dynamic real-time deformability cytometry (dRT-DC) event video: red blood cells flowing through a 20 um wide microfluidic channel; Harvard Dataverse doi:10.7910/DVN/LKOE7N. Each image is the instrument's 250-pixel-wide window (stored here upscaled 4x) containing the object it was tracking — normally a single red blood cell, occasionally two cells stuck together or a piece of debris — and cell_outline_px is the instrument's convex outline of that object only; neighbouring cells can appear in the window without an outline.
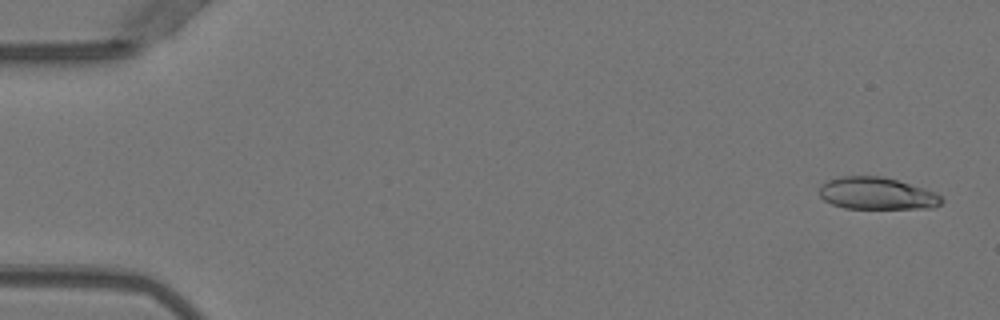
{"species": "Egyptian fruit bat (a non-hibernating species)", "species_latin": "Rousettus aegyptiacus", "temperature_condition": "warm", "stored_images_in_passage": 47, "camera_frame_rate_fps": 3000, "um_per_image_px": 0.085, "animal": {"sex": "female"}, "frame": {"image": 1, "passage_image": 2, "time_ms": 0.333, "image_size_px": [1000, 320], "cell_outline_px": [[944, 200], [940, 204], [932, 208], [844, 208], [832, 204], [824, 200], [820, 196], [820, 184], [828, 180], [840, 176], [884, 176], [924, 188], [936, 192]], "centroid_in_image_um": [74.53, 16.44], "position_along_channel_um": 10.5, "area_um2": 22.95}}
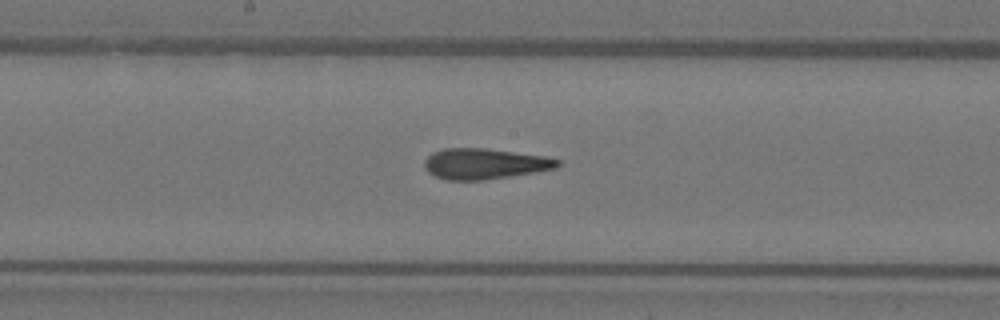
{"frame": {"image": 2, "passage_image": 27, "time_ms": 8.667, "image_size_px": [1000, 320], "cell_outline_px": [[560, 168], [536, 172], [484, 180], [444, 180], [428, 172], [424, 168], [424, 160], [432, 152], [444, 148], [484, 148], [548, 156], [560, 160]], "centroid_in_image_um": [41.22, 13.92], "position_along_channel_um": 207.0, "area_um2": 24.1}}
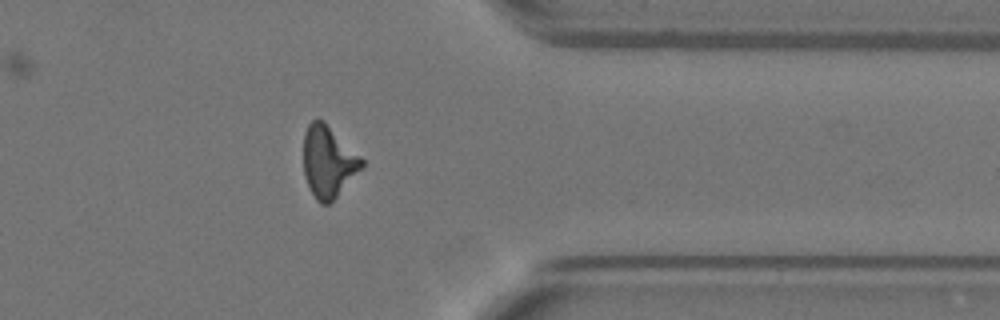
{"frame": {"image": 3, "passage_image": 41, "time_ms": 13.333, "image_size_px": [1000, 320], "cell_outline_px": [[364, 164], [336, 196], [328, 204], [320, 204], [316, 200], [304, 176], [304, 132], [308, 124], [316, 116], [324, 120], [364, 160]], "centroid_in_image_um": [27.87, 13.68], "position_along_channel_um": 383.5, "area_um2": 23.99}}